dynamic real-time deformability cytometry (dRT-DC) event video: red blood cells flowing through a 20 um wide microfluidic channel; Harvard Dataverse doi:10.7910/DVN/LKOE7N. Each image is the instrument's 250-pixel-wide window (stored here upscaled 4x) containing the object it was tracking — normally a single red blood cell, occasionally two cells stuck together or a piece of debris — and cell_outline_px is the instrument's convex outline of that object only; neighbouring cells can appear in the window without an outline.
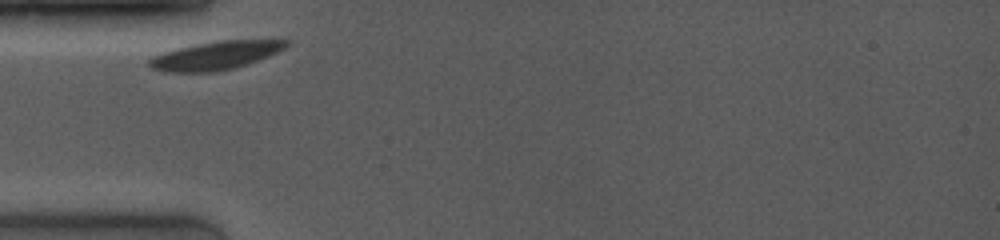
{"species": "common noctule bat (a hibernating species)", "species_latin": "Nyctalus noctula", "temperature_condition": "room temperature", "stored_images_in_passage": 39, "camera_frame_rate_fps": 4000, "um_per_image_px": 0.085, "animal": {"sex": "female", "body_mass_g": 19.0, "forearm_length_mm": 53.3}, "frame": {"image": 1, "passage_image": 1, "time_ms": 0.0, "image_size_px": [1000, 240], "cell_outline_px": [[288, 44], [284, 48], [268, 56], [232, 68], [216, 72], [160, 72], [152, 68], [148, 64], [148, 60], [152, 56], [164, 52], [196, 44], [220, 40], [288, 40]], "centroid_in_image_um": [18.25, 4.73], "position_along_channel_um": 66.7, "area_um2": 22.25}}
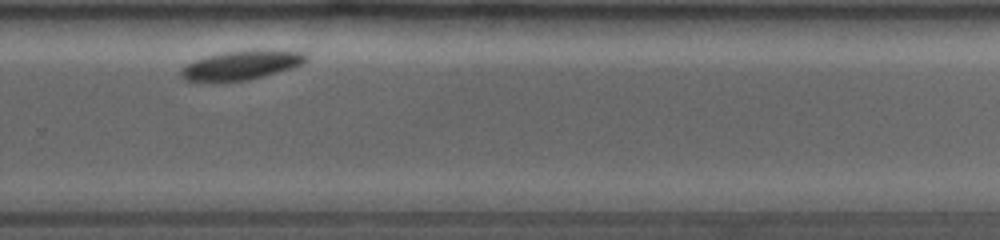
{"frame": {"image": 2, "passage_image": 32, "time_ms": 6.75, "image_size_px": [1000, 240], "cell_outline_px": [[308, 60], [304, 64], [292, 68], [248, 80], [216, 84], [196, 84], [184, 80], [180, 76], [180, 68], [196, 60], [208, 56], [224, 52], [256, 48], [260, 48], [304, 52], [308, 56]], "centroid_in_image_um": [20.47, 5.57], "position_along_channel_um": 309.3, "area_um2": 22.43}}
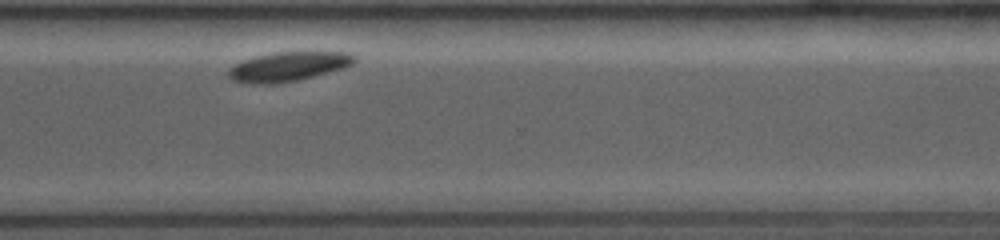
{"frame": {"image": 3, "passage_image": 38, "time_ms": 7.75, "image_size_px": [1000, 240], "cell_outline_px": [[356, 60], [352, 64], [344, 68], [296, 80], [272, 84], [244, 84], [232, 80], [228, 76], [228, 68], [244, 60], [256, 56], [272, 52], [348, 52], [356, 56]], "centroid_in_image_um": [24.47, 5.66], "position_along_channel_um": 346.1, "area_um2": 21.5}}